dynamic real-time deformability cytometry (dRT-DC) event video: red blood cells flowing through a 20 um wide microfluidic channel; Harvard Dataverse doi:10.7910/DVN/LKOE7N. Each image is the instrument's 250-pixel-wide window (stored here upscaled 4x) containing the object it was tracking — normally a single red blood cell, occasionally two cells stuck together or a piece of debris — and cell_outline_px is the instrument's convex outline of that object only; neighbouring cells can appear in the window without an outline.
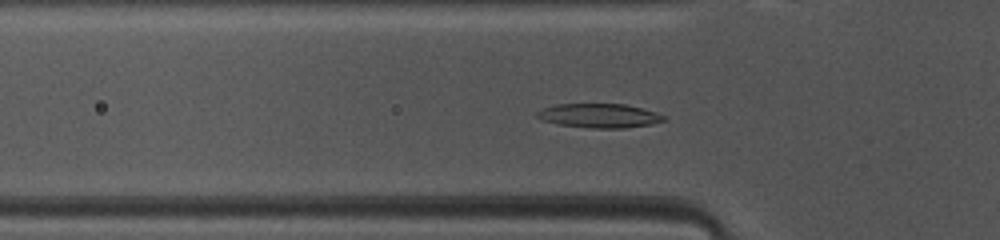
{"species": "common noctule bat (a hibernating species)", "species_latin": "Nyctalus noctula", "temperature_condition": "warm", "stored_images_in_passage": 38, "camera_frame_rate_fps": 3000, "um_per_image_px": 0.085, "animal": {"sex": "female", "body_mass_g": 10.0, "forearm_length_mm": 53.1}, "frame": {"image": 1, "passage_image": 5, "time_ms": 1.333, "image_size_px": [1000, 240], "cell_outline_px": [[668, 120], [652, 124], [624, 128], [592, 128], [556, 124], [540, 120], [536, 116], [536, 112], [544, 108], [556, 104], [624, 104], [656, 112], [664, 116]], "centroid_in_image_um": [50.92, 9.84], "position_along_channel_um": 74.9, "area_um2": 17.86}}
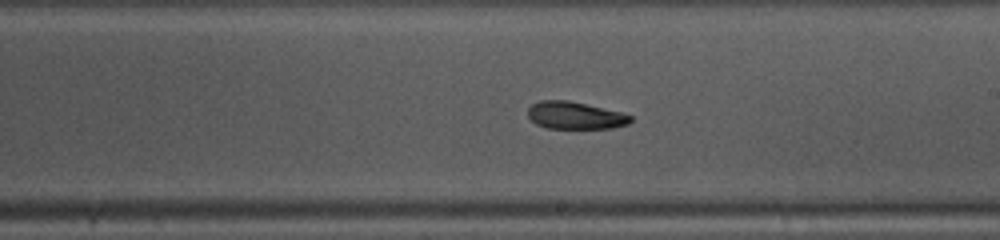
{"frame": {"image": 2, "passage_image": 17, "time_ms": 5.333, "image_size_px": [1000, 240], "cell_outline_px": [[632, 120], [628, 124], [612, 128], [548, 128], [536, 124], [528, 116], [528, 108], [532, 104], [540, 100], [568, 100], [620, 112], [632, 116]], "centroid_in_image_um": [48.87, 9.81], "position_along_channel_um": 240.1, "area_um2": 16.24}}
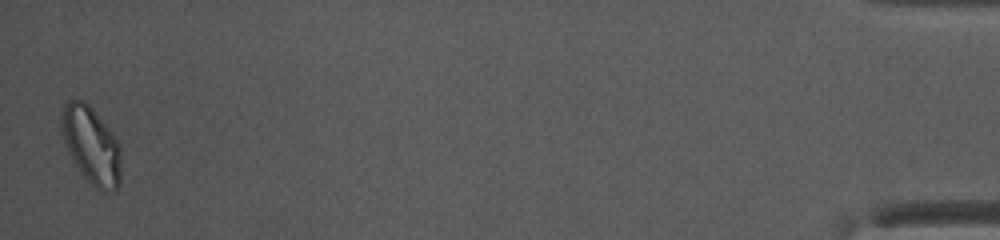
{"frame": {"image": 3, "passage_image": 38, "time_ms": 12.333, "image_size_px": [1000, 240], "cell_outline_px": [[120, 184], [112, 192], [104, 192], [96, 188], [80, 172], [72, 160], [68, 152], [60, 128], [60, 120], [64, 104], [68, 100], [84, 100], [92, 108], [112, 132], [120, 144]], "centroid_in_image_um": [7.75, 12.34], "position_along_channel_um": 427.4, "area_um2": 26.88}, "authors_computed_cell_mechanics": {"area_um2": 17.7735, "velocity_mm_per_s": 4.1002, "shape_relaxation_time_tau1_ms": 2.2935, "shape_relaxation_time_tau2_ms": 4.8307, "deformation_change_tau1": 0.13, "deformation_change_tau2": 0.1294}}